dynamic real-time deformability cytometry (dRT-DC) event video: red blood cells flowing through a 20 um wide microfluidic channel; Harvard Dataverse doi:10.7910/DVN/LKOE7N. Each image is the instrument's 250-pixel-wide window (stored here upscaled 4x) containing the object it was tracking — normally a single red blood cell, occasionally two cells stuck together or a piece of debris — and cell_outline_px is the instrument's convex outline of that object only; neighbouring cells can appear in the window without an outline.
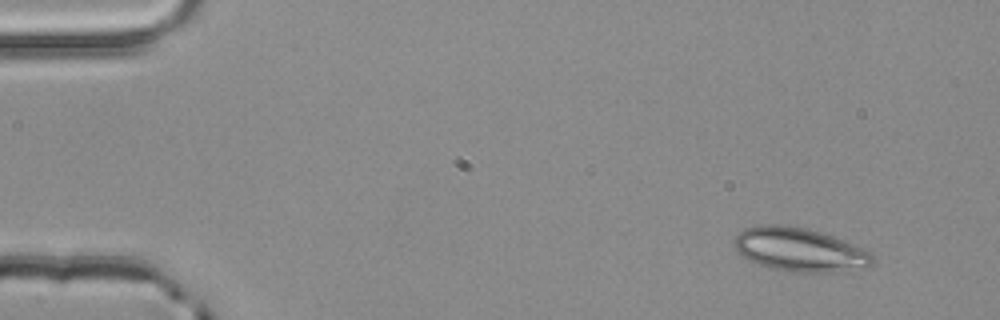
{"species": "common noctule bat (a hibernating species)", "species_latin": "Nyctalus noctula", "temperature_condition": "room temperature", "stored_images_in_passage": 3, "camera_frame_rate_fps": 3000, "um_per_image_px": 0.085, "animal": {"sex": "male", "body_mass_g": 20.4}, "frame": {"image": 1, "passage_image": 1, "time_ms": 0.0, "image_size_px": [1000, 320], "cell_outline_px": [[876, 260], [868, 268], [824, 272], [792, 272], [768, 268], [748, 260], [736, 252], [732, 240], [744, 228], [760, 224], [788, 224], [808, 228], [832, 236], [864, 248], [872, 252], [876, 256]], "centroid_in_image_um": [67.96, 21.21], "position_along_channel_um": 17.0, "area_um2": 35.89}}